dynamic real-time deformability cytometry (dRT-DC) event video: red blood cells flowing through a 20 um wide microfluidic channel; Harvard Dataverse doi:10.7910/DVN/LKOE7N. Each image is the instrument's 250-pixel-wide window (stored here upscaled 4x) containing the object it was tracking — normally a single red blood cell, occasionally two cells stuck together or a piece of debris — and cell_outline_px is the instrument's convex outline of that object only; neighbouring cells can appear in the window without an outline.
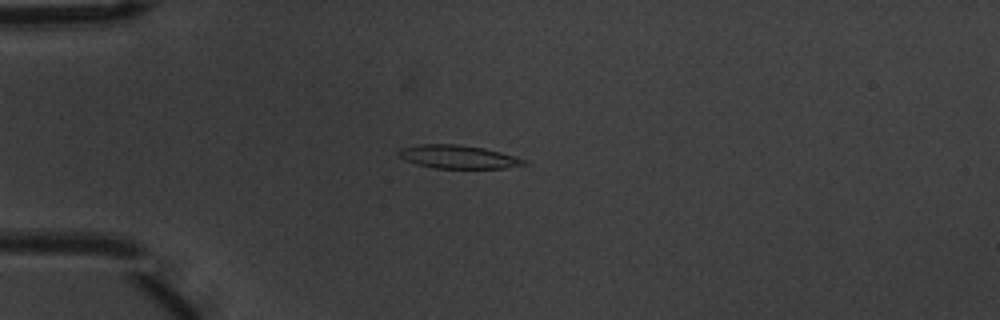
{"species": "common noctule bat (a hibernating species)", "species_latin": "Nyctalus noctula", "temperature_condition": "warm", "stored_images_in_passage": 6, "camera_frame_rate_fps": 3000, "um_per_image_px": 0.085, "animal": {"sex": "male", "body_mass_g": 20.1, "forearm_length_mm": 53.5}, "frame": {"image": 1, "passage_image": 5, "time_ms": 1.333, "image_size_px": [1000, 320], "cell_outline_px": [[528, 164], [504, 168], [432, 168], [416, 164], [404, 160], [396, 152], [400, 148], [420, 144], [456, 144], [484, 148], [516, 156], [528, 160]], "centroid_in_image_um": [38.94, 13.33], "position_along_channel_um": 46.1, "area_um2": 17.17}}